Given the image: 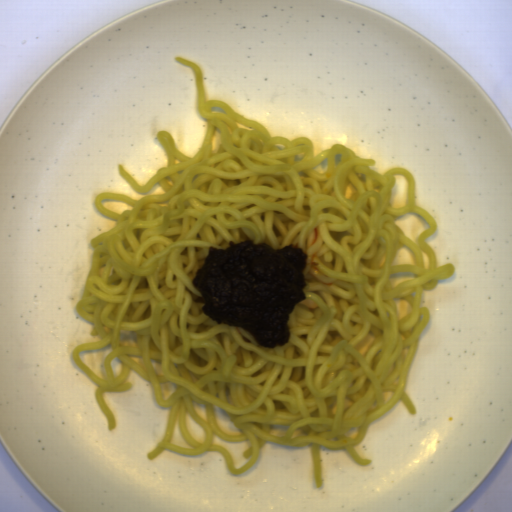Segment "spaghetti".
Listing matches in <instances>:
<instances>
[{
	"label": "spaghetti",
	"mask_w": 512,
	"mask_h": 512,
	"mask_svg": "<svg viewBox=\"0 0 512 512\" xmlns=\"http://www.w3.org/2000/svg\"><path fill=\"white\" fill-rule=\"evenodd\" d=\"M174 58L194 73L197 110L207 120L201 146L188 157L159 130L165 167L144 185L121 163L117 169L134 191L147 193L157 183L163 194L96 196V210L117 222L90 239V270L75 310L100 340L78 344L71 356L98 386L95 399L109 431L117 422L104 393L132 389L131 370L150 383L158 406L170 407L164 439L146 453L151 461L165 450L187 457L215 451L237 476L257 463L266 442L309 444L318 488L321 447L345 449L367 466L372 459L354 447L369 425L399 400L418 413L407 382L429 321L423 291L455 266H437L427 242L436 222L416 205L409 169L379 173L369 168L373 158L343 144L315 155L308 137L272 136L220 99H206L201 67ZM325 158L321 174L312 167ZM394 175L405 176L409 188L408 205L398 209L389 202ZM346 180L357 188L347 199ZM103 199L134 208L120 215ZM411 212L430 225L419 246L394 222ZM403 243L417 266H390ZM398 272L417 276L394 288L388 277ZM402 298L413 310L397 321L392 299ZM119 329L133 330L137 350L119 347ZM370 331L374 343L360 354L354 347ZM108 344L104 380L78 354ZM128 355L142 357L146 371ZM116 357L123 372L112 377ZM149 357L165 375L156 374ZM169 381L176 391L165 400L159 383ZM193 401L205 406L207 422ZM213 404L243 434L220 431ZM186 408L205 430L204 443L188 432ZM177 415L195 449L170 442ZM289 424L286 436L270 434V425ZM213 431L228 442L251 441L245 466L237 469L224 447L212 445Z\"/></svg>",
	"instance_id": "obj_1"
}]
</instances>
